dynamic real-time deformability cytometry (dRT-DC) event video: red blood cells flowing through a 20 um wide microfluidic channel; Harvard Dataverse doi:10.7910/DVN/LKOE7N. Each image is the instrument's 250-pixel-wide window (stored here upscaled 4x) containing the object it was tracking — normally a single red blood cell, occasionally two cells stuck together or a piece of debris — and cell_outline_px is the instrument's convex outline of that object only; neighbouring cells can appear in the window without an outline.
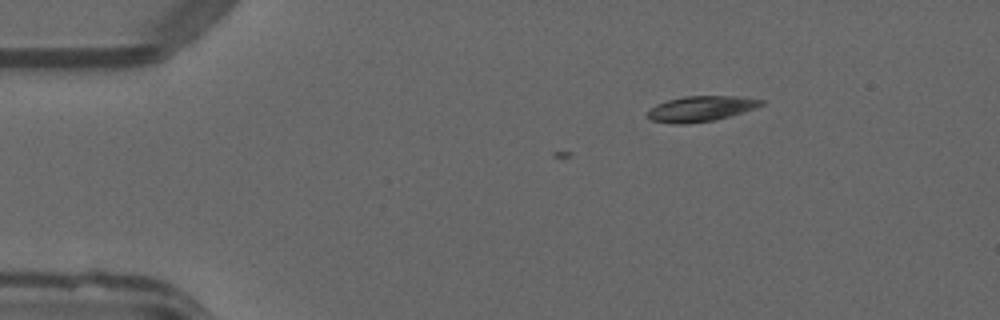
{"species": "common noctule bat (a hibernating species)", "species_latin": "Nyctalus noctula", "temperature_condition": "warm", "stored_images_in_passage": 3, "camera_frame_rate_fps": 3000, "um_per_image_px": 0.085, "animal": {"sex": "male", "forearm_length_mm": 52.5}, "frame": {"image": 1, "passage_image": 3, "time_ms": 0.667, "image_size_px": [1000, 320], "cell_outline_px": [[764, 104], [756, 108], [716, 120], [688, 124], [672, 124], [648, 120], [648, 112], [656, 104], [668, 100], [684, 96], [736, 96], [764, 100]], "centroid_in_image_um": [59.56, 9.25], "position_along_channel_um": 25.4, "area_um2": 16.94}}